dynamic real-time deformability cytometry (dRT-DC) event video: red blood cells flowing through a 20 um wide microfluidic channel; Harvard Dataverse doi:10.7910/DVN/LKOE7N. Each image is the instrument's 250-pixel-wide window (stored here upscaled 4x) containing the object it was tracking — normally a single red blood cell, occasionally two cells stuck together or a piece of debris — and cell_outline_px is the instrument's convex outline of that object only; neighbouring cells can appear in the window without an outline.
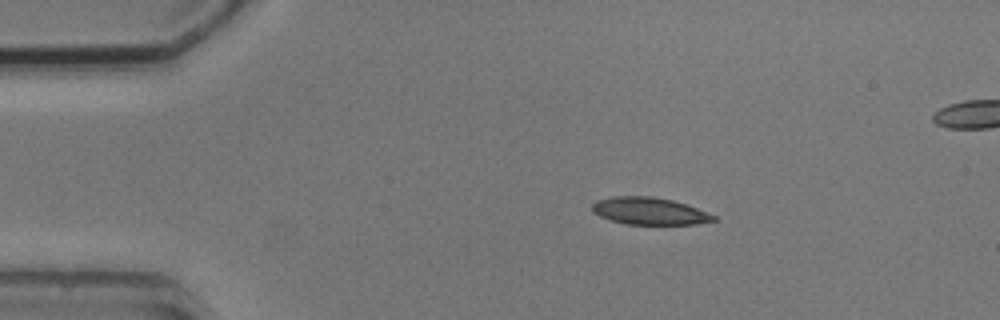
{"species": "common noctule bat (a hibernating species)", "species_latin": "Nyctalus noctula", "temperature_condition": "cold", "stored_images_in_passage": 5, "camera_frame_rate_fps": 3000, "um_per_image_px": 0.085, "animal": {"sex": "male", "body_mass_g": 20.5, "forearm_length_mm": 52.5}, "frame": {"image": 1, "passage_image": 1, "time_ms": 0.0, "image_size_px": [1000, 320], "cell_outline_px": [[720, 220], [696, 224], [628, 224], [612, 220], [600, 216], [592, 212], [592, 204], [596, 200], [612, 196], [652, 196], [672, 200], [696, 208], [716, 216]], "centroid_in_image_um": [55.2, 17.93], "position_along_channel_um": 29.8, "area_um2": 19.19}}